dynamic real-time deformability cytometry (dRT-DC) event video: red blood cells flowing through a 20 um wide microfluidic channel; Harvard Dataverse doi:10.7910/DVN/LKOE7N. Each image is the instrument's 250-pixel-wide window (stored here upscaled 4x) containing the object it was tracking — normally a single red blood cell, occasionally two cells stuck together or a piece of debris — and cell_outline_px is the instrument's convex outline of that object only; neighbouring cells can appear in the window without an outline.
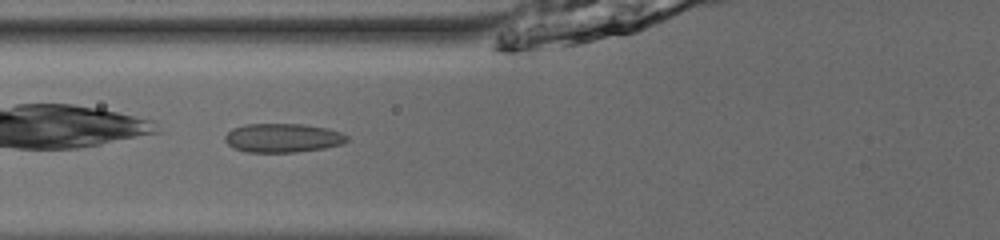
{"species": "common noctule bat (a hibernating species)", "species_latin": "Nyctalus noctula", "temperature_condition": "room temperature", "stored_images_in_passage": 31, "camera_frame_rate_fps": 3000, "um_per_image_px": 0.085, "animal": {"sex": "male", "body_mass_g": 13.0, "forearm_length_mm": 53.1}, "frame": {"image": 1, "passage_image": 4, "time_ms": 1.0, "image_size_px": [1000, 240], "cell_outline_px": [[348, 140], [344, 144], [324, 148], [296, 152], [244, 152], [228, 144], [224, 140], [224, 136], [232, 128], [244, 124], [304, 124], [328, 128], [340, 132], [348, 136]], "centroid_in_image_um": [24.04, 11.72], "position_along_channel_um": 101.8, "area_um2": 20.69}}
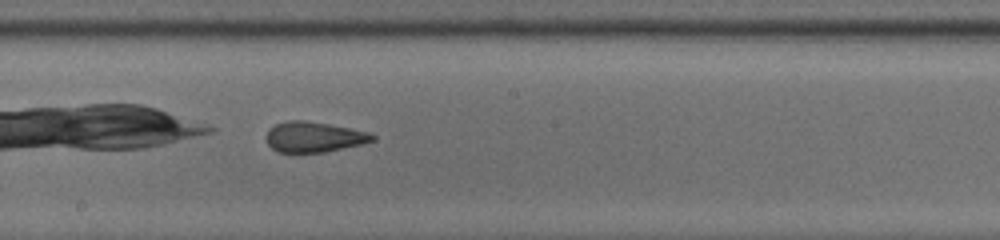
{"frame": {"image": 2, "passage_image": 13, "time_ms": 4.0, "image_size_px": [1000, 240], "cell_outline_px": [[376, 140], [364, 144], [324, 152], [280, 152], [272, 148], [268, 144], [268, 128], [276, 124], [288, 120], [304, 120], [328, 124], [368, 132], [376, 136]], "centroid_in_image_um": [26.72, 11.64], "position_along_channel_um": 221.5, "area_um2": 18.67}}
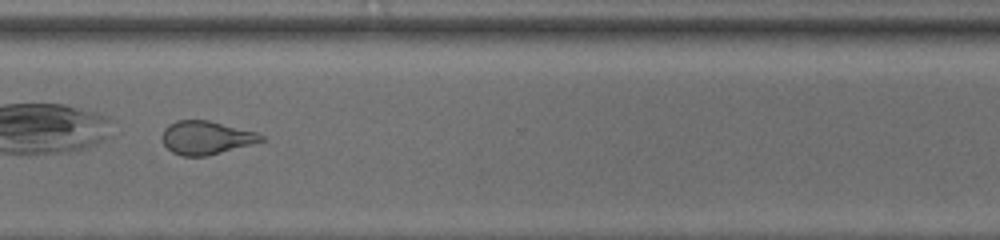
{"frame": {"image": 3, "passage_image": 23, "time_ms": 7.333, "image_size_px": [1000, 240], "cell_outline_px": [[268, 140], [208, 156], [180, 156], [172, 152], [164, 144], [160, 136], [164, 128], [168, 124], [176, 120], [208, 120], [256, 132], [264, 136]], "centroid_in_image_um": [17.52, 11.71], "position_along_channel_um": 353.1, "area_um2": 19.54}, "authors_computed_cell_mechanics": {"area_um2": 19.363, "velocity_mm_per_s": 3.9632, "shape_relaxation_time_tau1_ms": null, "shape_relaxation_time_tau2_ms": 1.2398, "deformation_change_tau1": null, "deformation_change_tau2": 0.0872}}